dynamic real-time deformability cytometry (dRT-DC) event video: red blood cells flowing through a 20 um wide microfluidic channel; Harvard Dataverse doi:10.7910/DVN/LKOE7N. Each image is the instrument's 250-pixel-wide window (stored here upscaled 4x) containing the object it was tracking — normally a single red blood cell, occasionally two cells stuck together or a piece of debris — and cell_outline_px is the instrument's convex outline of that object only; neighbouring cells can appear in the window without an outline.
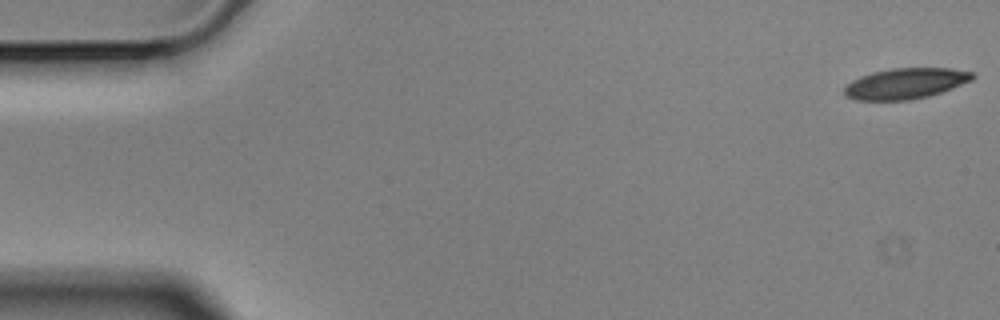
{"species": "Egyptian fruit bat (a non-hibernating species)", "species_latin": "Rousettus aegyptiacus", "temperature_condition": "cold", "stored_images_in_passage": 56, "camera_frame_rate_fps": 3000, "um_per_image_px": 0.085, "animal": {"sex": "male"}, "frame": {"image": 1, "passage_image": 1, "time_ms": 0.0, "image_size_px": [1000, 320], "cell_outline_px": [[976, 76], [972, 80], [952, 88], [928, 96], [912, 100], [856, 100], [844, 96], [844, 88], [852, 80], [872, 72], [892, 68], [952, 68], [976, 72]], "centroid_in_image_um": [77.0, 7.09], "position_along_channel_um": 8.0, "area_um2": 23.06}}
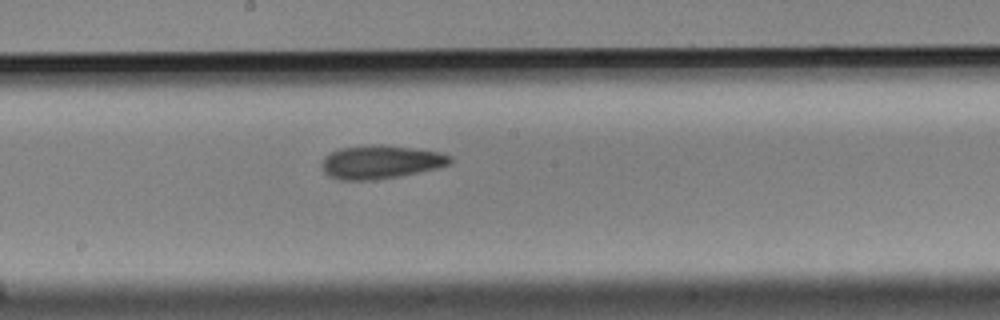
{"frame": {"image": 2, "passage_image": 30, "time_ms": 9.667, "image_size_px": [1000, 320], "cell_outline_px": [[452, 164], [440, 168], [400, 176], [376, 180], [340, 180], [328, 176], [324, 172], [320, 164], [324, 156], [340, 148], [372, 144], [380, 144], [440, 152], [452, 156]], "centroid_in_image_um": [32.36, 13.78], "position_along_channel_um": 215.8, "area_um2": 25.32}}
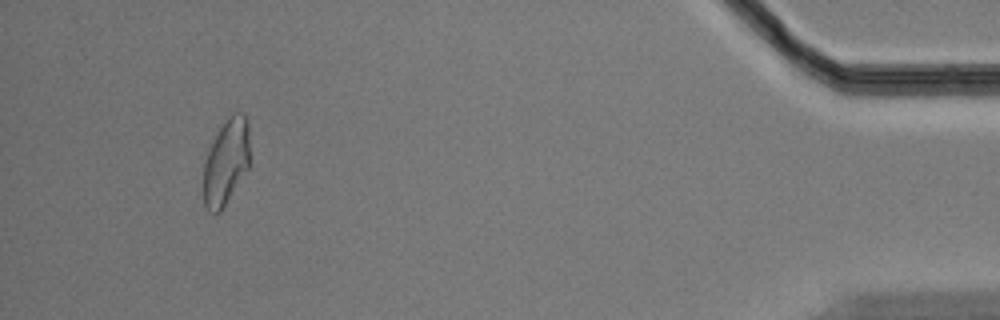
{"frame": {"image": 3, "passage_image": 53, "time_ms": 17.333, "image_size_px": [1000, 320], "cell_outline_px": [[248, 168], [220, 212], [208, 212], [204, 204], [204, 164], [208, 148], [220, 128], [232, 112], [244, 112], [248, 120]], "centroid_in_image_um": [19.21, 13.74], "position_along_channel_um": 416.0, "area_um2": 22.89}, "authors_computed_cell_mechanics": {"area_um2": 24.3049, "velocity_mm_per_s": 3.5175, "shape_relaxation_time_tau1_ms": 8.9251, "shape_relaxation_time_tau2_ms": 7.5755, "deformation_change_tau1": 0.1767, "deformation_change_tau2": 0.1665}}